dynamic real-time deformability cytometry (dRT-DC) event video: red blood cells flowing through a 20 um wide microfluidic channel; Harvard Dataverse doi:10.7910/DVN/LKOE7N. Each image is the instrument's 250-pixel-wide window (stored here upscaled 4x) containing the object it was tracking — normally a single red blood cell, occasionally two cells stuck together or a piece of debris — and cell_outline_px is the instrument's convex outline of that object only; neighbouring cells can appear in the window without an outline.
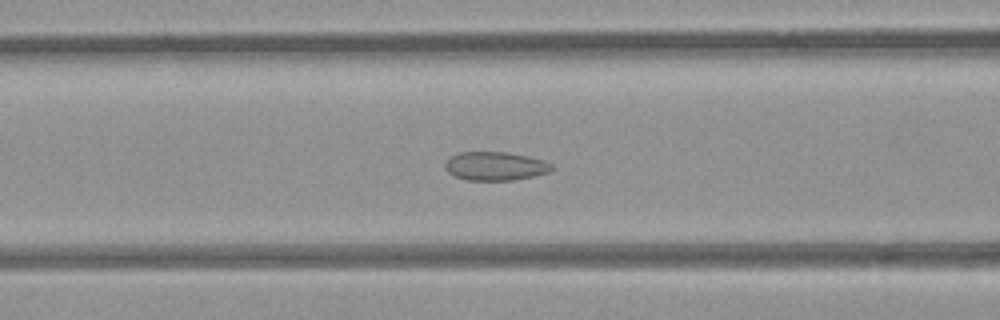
{"species": "common noctule bat (a hibernating species)", "species_latin": "Nyctalus noctula", "temperature_condition": "room temperature", "stored_images_in_passage": 48, "camera_frame_rate_fps": 3000, "um_per_image_px": 0.085, "animal": {"sex": "female", "body_mass_g": 21.9}, "frame": {"image": 1, "passage_image": 16, "time_ms": 5.0, "image_size_px": [1000, 320], "cell_outline_px": [[556, 168], [548, 172], [532, 176], [512, 180], [464, 180], [448, 172], [444, 168], [444, 164], [448, 156], [460, 152], [508, 152], [528, 156], [544, 160], [552, 164]], "centroid_in_image_um": [42.08, 14.11], "position_along_channel_um": 124.5, "area_um2": 17.98}}
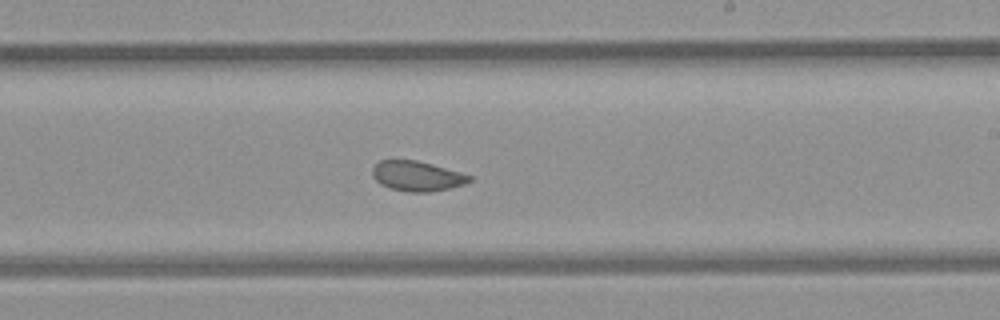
{"frame": {"image": 2, "passage_image": 26, "time_ms": 8.333, "image_size_px": [1000, 320], "cell_outline_px": [[472, 180], [464, 184], [448, 188], [428, 192], [408, 192], [392, 188], [380, 184], [372, 176], [372, 168], [380, 160], [416, 160], [432, 164], [460, 172], [472, 176]], "centroid_in_image_um": [35.44, 14.96], "position_along_channel_um": 253.6, "area_um2": 16.82}}
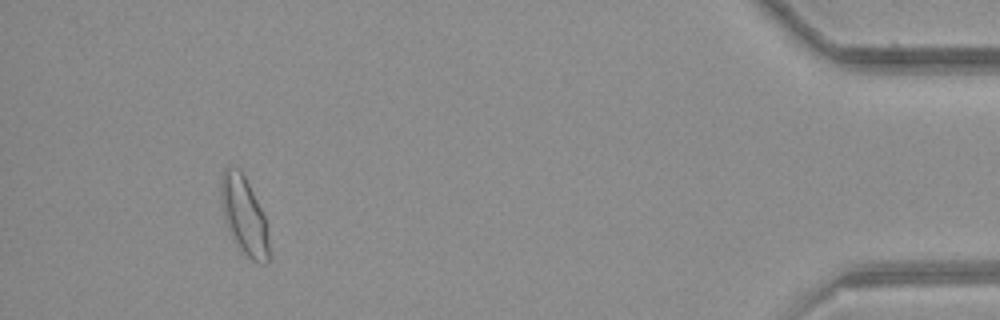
{"frame": {"image": 3, "passage_image": 44, "time_ms": 14.333, "image_size_px": [1000, 320], "cell_outline_px": [[268, 260], [264, 264], [260, 264], [252, 260], [240, 252], [232, 240], [224, 224], [220, 200], [220, 180], [224, 168], [240, 168], [264, 216], [268, 240]], "centroid_in_image_um": [20.68, 18.37], "position_along_channel_um": 414.5, "area_um2": 21.96}, "authors_computed_cell_mechanics": {"area_um2": 18.5538, "velocity_mm_per_s": 3.8664, "shape_relaxation_time_tau1_ms": null, "shape_relaxation_time_tau2_ms": 1.2947, "deformation_change_tau1": null, "deformation_change_tau2": 0.0686}}